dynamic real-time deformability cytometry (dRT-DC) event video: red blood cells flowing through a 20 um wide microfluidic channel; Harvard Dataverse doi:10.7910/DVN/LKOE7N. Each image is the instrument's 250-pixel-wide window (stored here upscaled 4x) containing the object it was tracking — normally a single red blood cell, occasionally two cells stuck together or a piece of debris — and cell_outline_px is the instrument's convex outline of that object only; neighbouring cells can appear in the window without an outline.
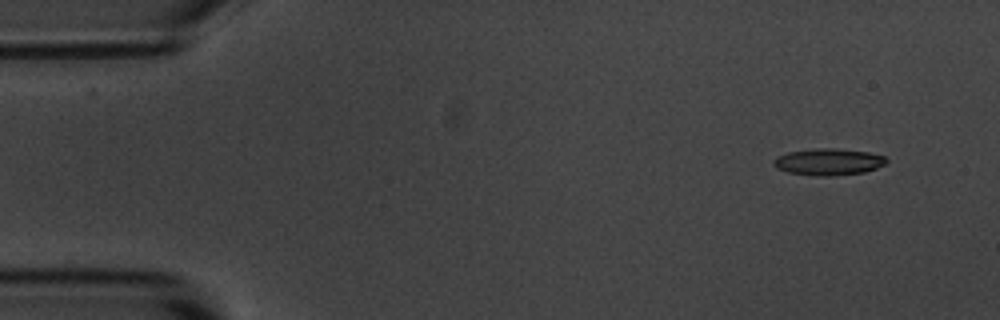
{"species": "common noctule bat (a hibernating species)", "species_latin": "Nyctalus noctula", "temperature_condition": "room temperature", "stored_images_in_passage": 5, "camera_frame_rate_fps": 3000, "um_per_image_px": 0.085, "animal": {"sex": "male", "body_mass_g": 20.1, "forearm_length_mm": 53.5}, "frame": {"image": 1, "passage_image": 2, "time_ms": 1.0, "image_size_px": [1000, 320], "cell_outline_px": [[888, 160], [884, 164], [876, 168], [864, 172], [832, 176], [816, 176], [788, 172], [776, 168], [772, 164], [772, 160], [776, 156], [788, 152], [816, 148], [836, 148], [868, 152], [884, 156]], "centroid_in_image_um": [70.38, 13.75], "position_along_channel_um": 14.6, "area_um2": 17.63}}
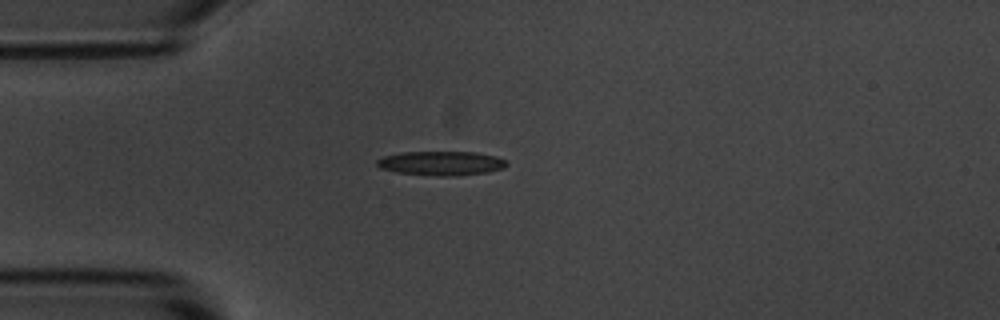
{"frame": {"image": 2, "passage_image": 4, "time_ms": 4.333, "image_size_px": [1000, 320], "cell_outline_px": [[508, 164], [504, 168], [488, 172], [456, 176], [440, 176], [396, 172], [380, 168], [376, 164], [376, 160], [384, 156], [400, 152], [476, 152], [496, 156], [504, 160]], "centroid_in_image_um": [37.5, 13.87], "position_along_channel_um": 47.5, "area_um2": 18.32}}